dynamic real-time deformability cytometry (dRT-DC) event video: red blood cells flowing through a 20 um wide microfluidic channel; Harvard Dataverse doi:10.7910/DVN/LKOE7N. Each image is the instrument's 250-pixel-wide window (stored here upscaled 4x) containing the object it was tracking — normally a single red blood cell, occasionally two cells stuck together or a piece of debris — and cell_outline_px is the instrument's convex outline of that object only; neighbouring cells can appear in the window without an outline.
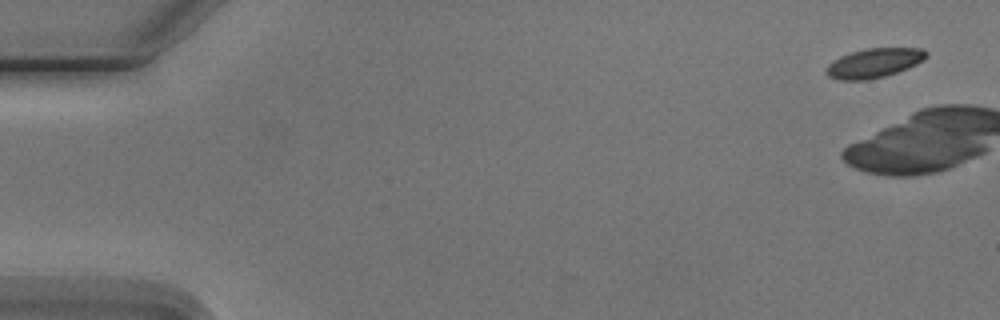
{"species": "Egyptian fruit bat (a non-hibernating species)", "species_latin": "Rousettus aegyptiacus", "temperature_condition": "cold", "stored_images_in_passage": 4, "segment_of_instrument_passage": [2, 2], "camera_frame_rate_fps": 3000, "um_per_image_px": 0.085, "animal": {"sex": "male"}, "frame": {"image": 1, "passage_image": 4, "time_ms": 3.667, "image_size_px": [1000, 320], "cell_outline_px": [[928, 56], [924, 60], [908, 68], [884, 76], [864, 80], [840, 80], [828, 76], [828, 64], [832, 60], [840, 56], [852, 52], [868, 48], [924, 48], [928, 52]], "centroid_in_image_um": [74.34, 5.34], "position_along_channel_um": 10.7, "area_um2": 16.99}}